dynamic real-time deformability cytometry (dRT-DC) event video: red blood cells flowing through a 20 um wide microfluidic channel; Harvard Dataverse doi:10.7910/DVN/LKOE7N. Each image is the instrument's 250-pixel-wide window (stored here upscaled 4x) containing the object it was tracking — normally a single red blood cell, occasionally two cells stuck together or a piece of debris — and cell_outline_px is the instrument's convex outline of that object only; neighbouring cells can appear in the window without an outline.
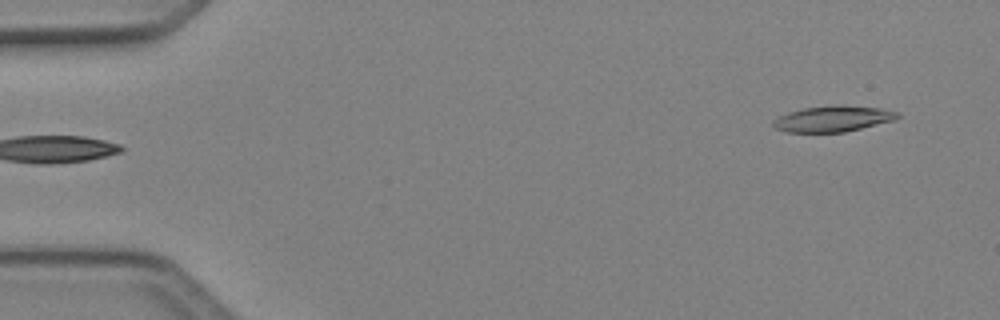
{"species": "Egyptian fruit bat (a non-hibernating species)", "species_latin": "Rousettus aegyptiacus", "temperature_condition": "cold", "stored_images_in_passage": 3, "segment_of_instrument_passage": [2, 2], "camera_frame_rate_fps": 3000, "um_per_image_px": 0.085, "animal": {"sex": "female"}, "frame": {"image": 1, "passage_image": 3, "time_ms": 0.667, "image_size_px": [1000, 320], "cell_outline_px": [[900, 116], [896, 120], [844, 132], [788, 132], [776, 128], [772, 124], [772, 120], [788, 112], [804, 108], [840, 104], [880, 108], [900, 112]], "centroid_in_image_um": [70.84, 10.09], "position_along_channel_um": 14.2, "area_um2": 18.84}}